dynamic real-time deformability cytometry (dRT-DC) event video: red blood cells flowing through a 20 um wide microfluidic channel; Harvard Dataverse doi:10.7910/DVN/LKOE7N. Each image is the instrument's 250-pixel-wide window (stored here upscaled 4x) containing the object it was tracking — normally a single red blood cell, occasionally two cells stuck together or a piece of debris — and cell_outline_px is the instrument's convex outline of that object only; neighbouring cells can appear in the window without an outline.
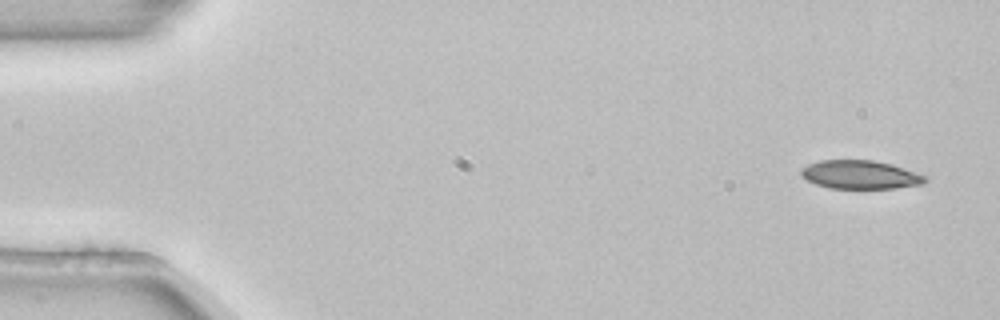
{"species": "common noctule bat (a hibernating species)", "species_latin": "Nyctalus noctula", "temperature_condition": "room temperature", "stored_images_in_passage": 4, "camera_frame_rate_fps": 3000, "um_per_image_px": 0.085, "animal": {"sex": "female", "body_mass_g": 22.7, "forearm_length_mm": 54.2}, "frame": {"image": 1, "passage_image": 1, "time_ms": 0.0, "image_size_px": [1000, 320], "cell_outline_px": [[928, 180], [920, 184], [896, 188], [828, 188], [816, 184], [800, 176], [800, 168], [808, 164], [820, 160], [872, 160], [892, 164], [928, 176]], "centroid_in_image_um": [73.1, 14.84], "position_along_channel_um": 11.9, "area_um2": 20.69}}
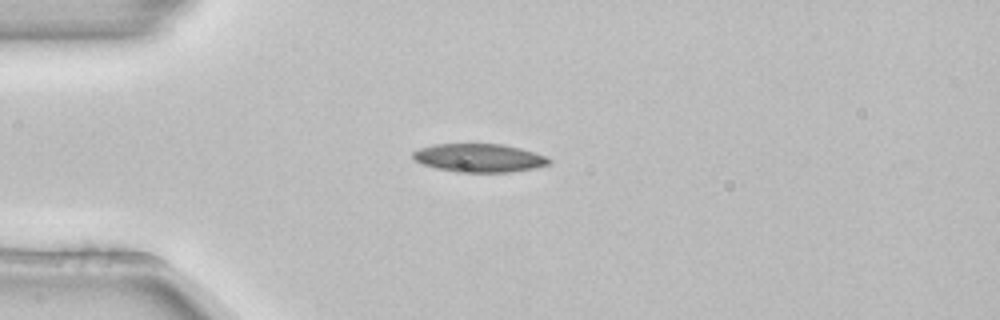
{"frame": {"image": 2, "passage_image": 4, "time_ms": 1.0, "image_size_px": [1000, 320], "cell_outline_px": [[552, 164], [536, 168], [512, 172], [456, 172], [436, 168], [424, 164], [416, 160], [412, 156], [412, 152], [420, 148], [432, 144], [504, 144], [536, 152], [552, 160]], "centroid_in_image_um": [40.78, 13.42], "position_along_channel_um": 44.2, "area_um2": 22.66}}